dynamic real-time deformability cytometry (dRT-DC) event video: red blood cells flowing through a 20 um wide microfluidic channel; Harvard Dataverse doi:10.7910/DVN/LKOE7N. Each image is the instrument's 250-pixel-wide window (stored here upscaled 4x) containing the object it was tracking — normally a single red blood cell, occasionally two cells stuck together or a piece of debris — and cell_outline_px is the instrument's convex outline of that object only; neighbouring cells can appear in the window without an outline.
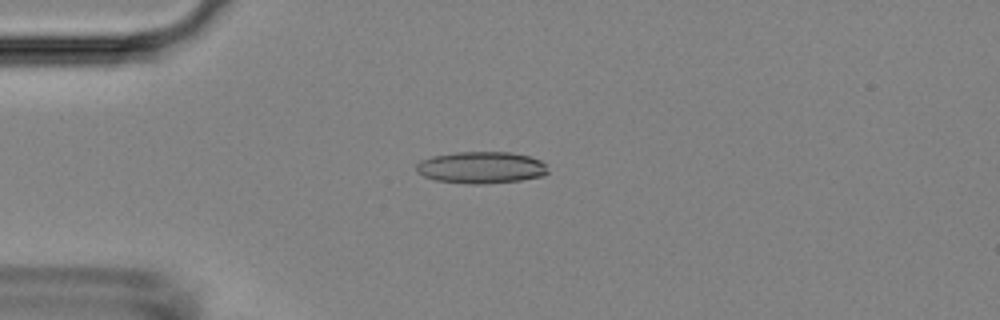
{"species": "Egyptian fruit bat (a non-hibernating species)", "species_latin": "Rousettus aegyptiacus", "temperature_condition": "room temperature", "stored_images_in_passage": 7, "camera_frame_rate_fps": 3000, "um_per_image_px": 0.085, "animal": {"sex": "female"}, "frame": {"image": 1, "passage_image": 1, "time_ms": 0.0, "image_size_px": [1000, 320], "cell_outline_px": [[548, 172], [544, 176], [520, 180], [484, 184], [468, 184], [436, 180], [424, 176], [416, 172], [416, 164], [420, 160], [432, 156], [456, 152], [512, 152], [528, 156], [540, 160], [544, 164]], "centroid_in_image_um": [40.88, 14.24], "position_along_channel_um": 44.1, "area_um2": 24.45}}